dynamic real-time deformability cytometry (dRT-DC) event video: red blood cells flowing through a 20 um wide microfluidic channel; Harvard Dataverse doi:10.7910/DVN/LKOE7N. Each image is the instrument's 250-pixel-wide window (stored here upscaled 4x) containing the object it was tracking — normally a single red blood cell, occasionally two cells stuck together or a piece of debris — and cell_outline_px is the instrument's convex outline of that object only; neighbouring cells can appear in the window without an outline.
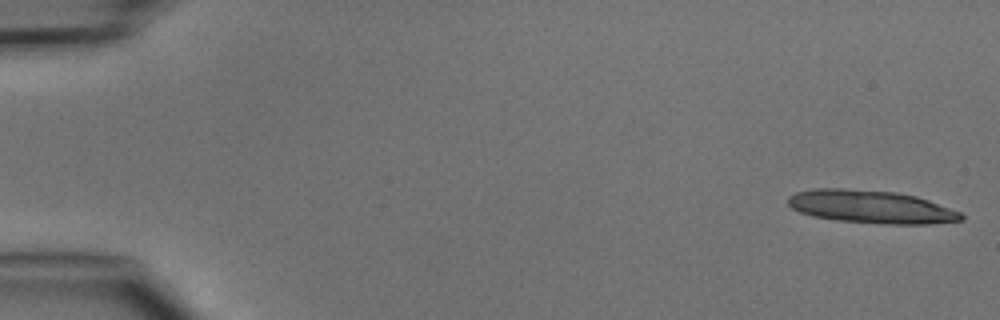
{"species": "common noctule bat (a hibernating species)", "species_latin": "Nyctalus noctula", "temperature_condition": "cold", "stored_images_in_passage": 7, "camera_frame_rate_fps": 3000, "um_per_image_px": 0.085, "animal": {"sex": "male", "body_mass_g": 15.6}, "frame": {"image": 1, "passage_image": 1, "time_ms": 0.0, "image_size_px": [1000, 320], "cell_outline_px": [[964, 220], [928, 224], [880, 224], [836, 220], [812, 216], [800, 212], [792, 208], [788, 204], [788, 196], [796, 192], [812, 188], [844, 188], [896, 192], [916, 196], [928, 200], [960, 212], [964, 216]], "centroid_in_image_um": [74.01, 17.58], "position_along_channel_um": 11.0, "area_um2": 33.41}}